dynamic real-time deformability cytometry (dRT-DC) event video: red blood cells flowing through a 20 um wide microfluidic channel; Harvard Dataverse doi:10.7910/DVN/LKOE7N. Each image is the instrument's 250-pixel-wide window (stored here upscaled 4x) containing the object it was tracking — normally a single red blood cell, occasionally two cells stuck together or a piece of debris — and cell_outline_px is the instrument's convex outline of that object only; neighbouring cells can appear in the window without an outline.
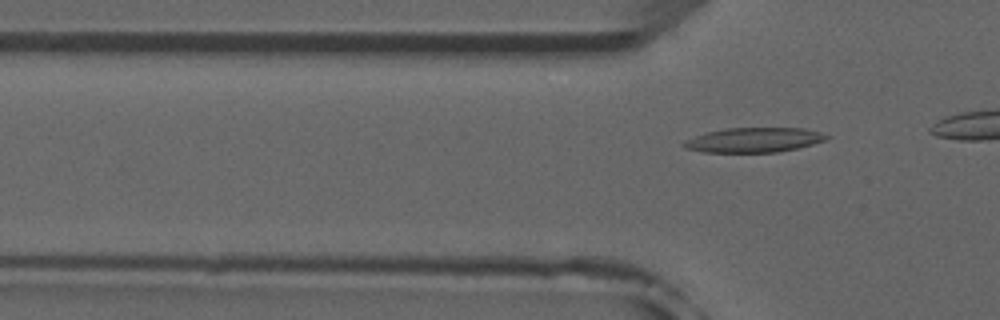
{"species": "common noctule bat (a hibernating species)", "species_latin": "Nyctalus noctula", "temperature_condition": "room temperature", "stored_images_in_passage": 4, "camera_frame_rate_fps": 3000, "um_per_image_px": 0.085, "animal": {"sex": "male", "forearm_length_mm": 52.5}, "frame": {"image": 1, "passage_image": 4, "time_ms": 4.333, "image_size_px": [1000, 320], "cell_outline_px": [[828, 136], [824, 140], [812, 144], [780, 152], [704, 152], [684, 148], [680, 144], [696, 136], [708, 132], [724, 128], [804, 128], [820, 132]], "centroid_in_image_um": [64.06, 11.9], "position_along_channel_um": 61.7, "area_um2": 20.29}}